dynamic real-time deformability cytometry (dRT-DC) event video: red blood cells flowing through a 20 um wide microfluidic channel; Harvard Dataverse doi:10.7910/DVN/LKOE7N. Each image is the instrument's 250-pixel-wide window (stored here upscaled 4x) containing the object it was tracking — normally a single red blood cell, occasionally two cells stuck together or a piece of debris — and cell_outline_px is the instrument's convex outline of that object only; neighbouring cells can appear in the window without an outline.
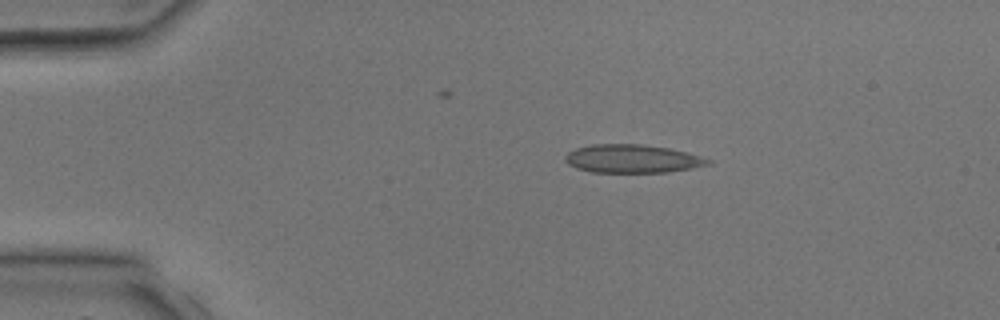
{"species": "common noctule bat (a hibernating species)", "species_latin": "Nyctalus noctula", "temperature_condition": "room temperature", "stored_images_in_passage": 2, "camera_frame_rate_fps": 3000, "um_per_image_px": 0.085, "animal": {"sex": "male", "body_mass_g": 17.9, "forearm_length_mm": 54.2}, "frame": {"image": 1, "passage_image": 2, "time_ms": 1.333, "image_size_px": [1000, 320], "cell_outline_px": [[712, 164], [692, 168], [668, 172], [592, 172], [576, 168], [568, 164], [564, 160], [564, 156], [568, 152], [576, 148], [592, 144], [640, 144], [668, 148], [688, 152], [712, 160]], "centroid_in_image_um": [53.75, 13.49], "position_along_channel_um": 31.3, "area_um2": 23.64}}